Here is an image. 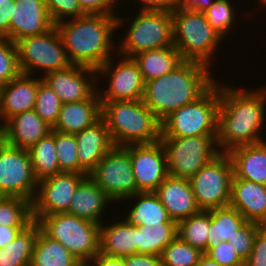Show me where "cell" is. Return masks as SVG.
Returning a JSON list of instances; mask_svg holds the SVG:
<instances>
[{
    "label": "cell",
    "instance_id": "1",
    "mask_svg": "<svg viewBox=\"0 0 266 266\" xmlns=\"http://www.w3.org/2000/svg\"><path fill=\"white\" fill-rule=\"evenodd\" d=\"M245 89L220 83L216 135L220 153L266 141L260 136L266 122V88Z\"/></svg>",
    "mask_w": 266,
    "mask_h": 266
},
{
    "label": "cell",
    "instance_id": "2",
    "mask_svg": "<svg viewBox=\"0 0 266 266\" xmlns=\"http://www.w3.org/2000/svg\"><path fill=\"white\" fill-rule=\"evenodd\" d=\"M128 21L132 19L128 20L118 14L84 15L62 21L55 27L71 65L98 70L112 54L117 53L115 45L118 43L113 41V33L122 29L119 27L127 25Z\"/></svg>",
    "mask_w": 266,
    "mask_h": 266
},
{
    "label": "cell",
    "instance_id": "3",
    "mask_svg": "<svg viewBox=\"0 0 266 266\" xmlns=\"http://www.w3.org/2000/svg\"><path fill=\"white\" fill-rule=\"evenodd\" d=\"M211 70L204 63L183 60L171 72L145 82L142 101L162 121L199 99L216 82Z\"/></svg>",
    "mask_w": 266,
    "mask_h": 266
},
{
    "label": "cell",
    "instance_id": "4",
    "mask_svg": "<svg viewBox=\"0 0 266 266\" xmlns=\"http://www.w3.org/2000/svg\"><path fill=\"white\" fill-rule=\"evenodd\" d=\"M101 118L114 146L160 141L161 121L142 100L101 101Z\"/></svg>",
    "mask_w": 266,
    "mask_h": 266
},
{
    "label": "cell",
    "instance_id": "5",
    "mask_svg": "<svg viewBox=\"0 0 266 266\" xmlns=\"http://www.w3.org/2000/svg\"><path fill=\"white\" fill-rule=\"evenodd\" d=\"M173 41L183 60L204 63L211 67L212 58L224 38L207 22L202 12L173 9ZM223 39V40H222Z\"/></svg>",
    "mask_w": 266,
    "mask_h": 266
},
{
    "label": "cell",
    "instance_id": "6",
    "mask_svg": "<svg viewBox=\"0 0 266 266\" xmlns=\"http://www.w3.org/2000/svg\"><path fill=\"white\" fill-rule=\"evenodd\" d=\"M199 99L170 113L161 121V137L217 135L220 82Z\"/></svg>",
    "mask_w": 266,
    "mask_h": 266
},
{
    "label": "cell",
    "instance_id": "7",
    "mask_svg": "<svg viewBox=\"0 0 266 266\" xmlns=\"http://www.w3.org/2000/svg\"><path fill=\"white\" fill-rule=\"evenodd\" d=\"M36 222L51 239L59 241L78 261L99 253L100 225L68 213L40 216Z\"/></svg>",
    "mask_w": 266,
    "mask_h": 266
},
{
    "label": "cell",
    "instance_id": "8",
    "mask_svg": "<svg viewBox=\"0 0 266 266\" xmlns=\"http://www.w3.org/2000/svg\"><path fill=\"white\" fill-rule=\"evenodd\" d=\"M135 16L117 42L118 55L133 58L144 51L174 46L171 11L138 10Z\"/></svg>",
    "mask_w": 266,
    "mask_h": 266
},
{
    "label": "cell",
    "instance_id": "9",
    "mask_svg": "<svg viewBox=\"0 0 266 266\" xmlns=\"http://www.w3.org/2000/svg\"><path fill=\"white\" fill-rule=\"evenodd\" d=\"M166 153L168 174L191 179L220 152L216 135L161 137Z\"/></svg>",
    "mask_w": 266,
    "mask_h": 266
},
{
    "label": "cell",
    "instance_id": "10",
    "mask_svg": "<svg viewBox=\"0 0 266 266\" xmlns=\"http://www.w3.org/2000/svg\"><path fill=\"white\" fill-rule=\"evenodd\" d=\"M15 44L19 69L23 74L35 76L34 72L42 70L45 75L71 65L55 26L42 34L22 38Z\"/></svg>",
    "mask_w": 266,
    "mask_h": 266
},
{
    "label": "cell",
    "instance_id": "11",
    "mask_svg": "<svg viewBox=\"0 0 266 266\" xmlns=\"http://www.w3.org/2000/svg\"><path fill=\"white\" fill-rule=\"evenodd\" d=\"M233 176L229 155L219 153L189 179L199 209L229 206Z\"/></svg>",
    "mask_w": 266,
    "mask_h": 266
},
{
    "label": "cell",
    "instance_id": "12",
    "mask_svg": "<svg viewBox=\"0 0 266 266\" xmlns=\"http://www.w3.org/2000/svg\"><path fill=\"white\" fill-rule=\"evenodd\" d=\"M89 177L117 204L139 192L133 175L129 145L113 146Z\"/></svg>",
    "mask_w": 266,
    "mask_h": 266
},
{
    "label": "cell",
    "instance_id": "13",
    "mask_svg": "<svg viewBox=\"0 0 266 266\" xmlns=\"http://www.w3.org/2000/svg\"><path fill=\"white\" fill-rule=\"evenodd\" d=\"M37 184L28 151L1 141L0 196L21 197L32 203Z\"/></svg>",
    "mask_w": 266,
    "mask_h": 266
},
{
    "label": "cell",
    "instance_id": "14",
    "mask_svg": "<svg viewBox=\"0 0 266 266\" xmlns=\"http://www.w3.org/2000/svg\"><path fill=\"white\" fill-rule=\"evenodd\" d=\"M115 55L120 58L116 64L111 57L97 70V81L109 78L108 85L104 87L106 90L97 89L100 101L142 100L145 81L137 62L130 57Z\"/></svg>",
    "mask_w": 266,
    "mask_h": 266
},
{
    "label": "cell",
    "instance_id": "15",
    "mask_svg": "<svg viewBox=\"0 0 266 266\" xmlns=\"http://www.w3.org/2000/svg\"><path fill=\"white\" fill-rule=\"evenodd\" d=\"M85 177V174L60 172L38 181L37 191L31 203L33 221L40 216L67 213L71 198Z\"/></svg>",
    "mask_w": 266,
    "mask_h": 266
},
{
    "label": "cell",
    "instance_id": "16",
    "mask_svg": "<svg viewBox=\"0 0 266 266\" xmlns=\"http://www.w3.org/2000/svg\"><path fill=\"white\" fill-rule=\"evenodd\" d=\"M129 154L137 190L155 192L169 175L161 142L129 145Z\"/></svg>",
    "mask_w": 266,
    "mask_h": 266
},
{
    "label": "cell",
    "instance_id": "17",
    "mask_svg": "<svg viewBox=\"0 0 266 266\" xmlns=\"http://www.w3.org/2000/svg\"><path fill=\"white\" fill-rule=\"evenodd\" d=\"M41 78L55 91L62 104L89 99L97 91V85H100L96 81L97 70L79 65L49 72Z\"/></svg>",
    "mask_w": 266,
    "mask_h": 266
},
{
    "label": "cell",
    "instance_id": "18",
    "mask_svg": "<svg viewBox=\"0 0 266 266\" xmlns=\"http://www.w3.org/2000/svg\"><path fill=\"white\" fill-rule=\"evenodd\" d=\"M45 0H15L9 23V39L18 40L42 34L54 27Z\"/></svg>",
    "mask_w": 266,
    "mask_h": 266
},
{
    "label": "cell",
    "instance_id": "19",
    "mask_svg": "<svg viewBox=\"0 0 266 266\" xmlns=\"http://www.w3.org/2000/svg\"><path fill=\"white\" fill-rule=\"evenodd\" d=\"M20 73L0 87V116L5 123L9 118L33 110L41 76Z\"/></svg>",
    "mask_w": 266,
    "mask_h": 266
},
{
    "label": "cell",
    "instance_id": "20",
    "mask_svg": "<svg viewBox=\"0 0 266 266\" xmlns=\"http://www.w3.org/2000/svg\"><path fill=\"white\" fill-rule=\"evenodd\" d=\"M171 220L176 223L197 214V206L189 179L168 175L155 191Z\"/></svg>",
    "mask_w": 266,
    "mask_h": 266
},
{
    "label": "cell",
    "instance_id": "21",
    "mask_svg": "<svg viewBox=\"0 0 266 266\" xmlns=\"http://www.w3.org/2000/svg\"><path fill=\"white\" fill-rule=\"evenodd\" d=\"M78 147L79 173L89 176L98 162L114 146L105 121L100 118L92 126L75 134Z\"/></svg>",
    "mask_w": 266,
    "mask_h": 266
},
{
    "label": "cell",
    "instance_id": "22",
    "mask_svg": "<svg viewBox=\"0 0 266 266\" xmlns=\"http://www.w3.org/2000/svg\"><path fill=\"white\" fill-rule=\"evenodd\" d=\"M229 206L248 222L266 226V185L233 178Z\"/></svg>",
    "mask_w": 266,
    "mask_h": 266
},
{
    "label": "cell",
    "instance_id": "23",
    "mask_svg": "<svg viewBox=\"0 0 266 266\" xmlns=\"http://www.w3.org/2000/svg\"><path fill=\"white\" fill-rule=\"evenodd\" d=\"M111 202L113 200L86 176L77 186L67 213L101 225L104 210Z\"/></svg>",
    "mask_w": 266,
    "mask_h": 266
},
{
    "label": "cell",
    "instance_id": "24",
    "mask_svg": "<svg viewBox=\"0 0 266 266\" xmlns=\"http://www.w3.org/2000/svg\"><path fill=\"white\" fill-rule=\"evenodd\" d=\"M101 118V101L96 91L89 99L64 103L52 130L76 134L92 126Z\"/></svg>",
    "mask_w": 266,
    "mask_h": 266
},
{
    "label": "cell",
    "instance_id": "25",
    "mask_svg": "<svg viewBox=\"0 0 266 266\" xmlns=\"http://www.w3.org/2000/svg\"><path fill=\"white\" fill-rule=\"evenodd\" d=\"M51 129L33 109L17 114L4 123L3 141L28 150L51 132Z\"/></svg>",
    "mask_w": 266,
    "mask_h": 266
},
{
    "label": "cell",
    "instance_id": "26",
    "mask_svg": "<svg viewBox=\"0 0 266 266\" xmlns=\"http://www.w3.org/2000/svg\"><path fill=\"white\" fill-rule=\"evenodd\" d=\"M233 166V178L266 185V141L236 147L227 153Z\"/></svg>",
    "mask_w": 266,
    "mask_h": 266
},
{
    "label": "cell",
    "instance_id": "27",
    "mask_svg": "<svg viewBox=\"0 0 266 266\" xmlns=\"http://www.w3.org/2000/svg\"><path fill=\"white\" fill-rule=\"evenodd\" d=\"M100 225L99 253L110 257H125L137 253V226L126 219ZM116 222V223H115Z\"/></svg>",
    "mask_w": 266,
    "mask_h": 266
},
{
    "label": "cell",
    "instance_id": "28",
    "mask_svg": "<svg viewBox=\"0 0 266 266\" xmlns=\"http://www.w3.org/2000/svg\"><path fill=\"white\" fill-rule=\"evenodd\" d=\"M124 200V202L134 200L136 203L131 205L132 208L124 217L132 225L156 226L159 223H176L170 219L167 210L155 192H138Z\"/></svg>",
    "mask_w": 266,
    "mask_h": 266
},
{
    "label": "cell",
    "instance_id": "29",
    "mask_svg": "<svg viewBox=\"0 0 266 266\" xmlns=\"http://www.w3.org/2000/svg\"><path fill=\"white\" fill-rule=\"evenodd\" d=\"M145 82L171 72L183 59L174 46L141 52L133 57Z\"/></svg>",
    "mask_w": 266,
    "mask_h": 266
},
{
    "label": "cell",
    "instance_id": "30",
    "mask_svg": "<svg viewBox=\"0 0 266 266\" xmlns=\"http://www.w3.org/2000/svg\"><path fill=\"white\" fill-rule=\"evenodd\" d=\"M210 213V227L207 247H216L221 241H228L247 222L231 206L207 210Z\"/></svg>",
    "mask_w": 266,
    "mask_h": 266
},
{
    "label": "cell",
    "instance_id": "31",
    "mask_svg": "<svg viewBox=\"0 0 266 266\" xmlns=\"http://www.w3.org/2000/svg\"><path fill=\"white\" fill-rule=\"evenodd\" d=\"M77 261L59 241L48 237L39 226L30 266H73Z\"/></svg>",
    "mask_w": 266,
    "mask_h": 266
},
{
    "label": "cell",
    "instance_id": "32",
    "mask_svg": "<svg viewBox=\"0 0 266 266\" xmlns=\"http://www.w3.org/2000/svg\"><path fill=\"white\" fill-rule=\"evenodd\" d=\"M55 150V130L52 129L51 132L27 150L32 171L37 181L61 172Z\"/></svg>",
    "mask_w": 266,
    "mask_h": 266
},
{
    "label": "cell",
    "instance_id": "33",
    "mask_svg": "<svg viewBox=\"0 0 266 266\" xmlns=\"http://www.w3.org/2000/svg\"><path fill=\"white\" fill-rule=\"evenodd\" d=\"M39 224L33 221L5 248L0 249V266H30Z\"/></svg>",
    "mask_w": 266,
    "mask_h": 266
},
{
    "label": "cell",
    "instance_id": "34",
    "mask_svg": "<svg viewBox=\"0 0 266 266\" xmlns=\"http://www.w3.org/2000/svg\"><path fill=\"white\" fill-rule=\"evenodd\" d=\"M177 237V223L137 226V253L160 256L163 249Z\"/></svg>",
    "mask_w": 266,
    "mask_h": 266
},
{
    "label": "cell",
    "instance_id": "35",
    "mask_svg": "<svg viewBox=\"0 0 266 266\" xmlns=\"http://www.w3.org/2000/svg\"><path fill=\"white\" fill-rule=\"evenodd\" d=\"M209 227L210 213L201 210L197 214L177 223V236L182 241L205 253L207 249Z\"/></svg>",
    "mask_w": 266,
    "mask_h": 266
},
{
    "label": "cell",
    "instance_id": "36",
    "mask_svg": "<svg viewBox=\"0 0 266 266\" xmlns=\"http://www.w3.org/2000/svg\"><path fill=\"white\" fill-rule=\"evenodd\" d=\"M32 222V206L29 200L0 196V226L27 227Z\"/></svg>",
    "mask_w": 266,
    "mask_h": 266
},
{
    "label": "cell",
    "instance_id": "37",
    "mask_svg": "<svg viewBox=\"0 0 266 266\" xmlns=\"http://www.w3.org/2000/svg\"><path fill=\"white\" fill-rule=\"evenodd\" d=\"M203 254L177 236L163 249L160 258L163 266H196Z\"/></svg>",
    "mask_w": 266,
    "mask_h": 266
},
{
    "label": "cell",
    "instance_id": "38",
    "mask_svg": "<svg viewBox=\"0 0 266 266\" xmlns=\"http://www.w3.org/2000/svg\"><path fill=\"white\" fill-rule=\"evenodd\" d=\"M233 4V5H232ZM236 5L231 0H215L211 7L204 12L208 24L225 40L233 31L236 24ZM231 31V32H230ZM230 33V34H229Z\"/></svg>",
    "mask_w": 266,
    "mask_h": 266
},
{
    "label": "cell",
    "instance_id": "39",
    "mask_svg": "<svg viewBox=\"0 0 266 266\" xmlns=\"http://www.w3.org/2000/svg\"><path fill=\"white\" fill-rule=\"evenodd\" d=\"M61 106L62 102L55 91L41 81L38 84L34 111L48 126L53 128L58 120Z\"/></svg>",
    "mask_w": 266,
    "mask_h": 266
},
{
    "label": "cell",
    "instance_id": "40",
    "mask_svg": "<svg viewBox=\"0 0 266 266\" xmlns=\"http://www.w3.org/2000/svg\"><path fill=\"white\" fill-rule=\"evenodd\" d=\"M55 149L61 172L79 173L78 147L75 134L55 131Z\"/></svg>",
    "mask_w": 266,
    "mask_h": 266
},
{
    "label": "cell",
    "instance_id": "41",
    "mask_svg": "<svg viewBox=\"0 0 266 266\" xmlns=\"http://www.w3.org/2000/svg\"><path fill=\"white\" fill-rule=\"evenodd\" d=\"M16 44L0 37V87L20 74Z\"/></svg>",
    "mask_w": 266,
    "mask_h": 266
},
{
    "label": "cell",
    "instance_id": "42",
    "mask_svg": "<svg viewBox=\"0 0 266 266\" xmlns=\"http://www.w3.org/2000/svg\"><path fill=\"white\" fill-rule=\"evenodd\" d=\"M262 225L253 222H246L237 233L228 241L234 248V252L245 261L252 252L253 242L257 232L262 228Z\"/></svg>",
    "mask_w": 266,
    "mask_h": 266
},
{
    "label": "cell",
    "instance_id": "43",
    "mask_svg": "<svg viewBox=\"0 0 266 266\" xmlns=\"http://www.w3.org/2000/svg\"><path fill=\"white\" fill-rule=\"evenodd\" d=\"M48 14L54 25L69 19L82 17L77 0H45Z\"/></svg>",
    "mask_w": 266,
    "mask_h": 266
},
{
    "label": "cell",
    "instance_id": "44",
    "mask_svg": "<svg viewBox=\"0 0 266 266\" xmlns=\"http://www.w3.org/2000/svg\"><path fill=\"white\" fill-rule=\"evenodd\" d=\"M205 254L221 266H244V261L234 252L229 241H221L216 247H207Z\"/></svg>",
    "mask_w": 266,
    "mask_h": 266
},
{
    "label": "cell",
    "instance_id": "45",
    "mask_svg": "<svg viewBox=\"0 0 266 266\" xmlns=\"http://www.w3.org/2000/svg\"><path fill=\"white\" fill-rule=\"evenodd\" d=\"M84 15H110L116 13L118 0H77ZM115 8V9H114Z\"/></svg>",
    "mask_w": 266,
    "mask_h": 266
},
{
    "label": "cell",
    "instance_id": "46",
    "mask_svg": "<svg viewBox=\"0 0 266 266\" xmlns=\"http://www.w3.org/2000/svg\"><path fill=\"white\" fill-rule=\"evenodd\" d=\"M244 266H266V226L257 232L252 252L244 261Z\"/></svg>",
    "mask_w": 266,
    "mask_h": 266
},
{
    "label": "cell",
    "instance_id": "47",
    "mask_svg": "<svg viewBox=\"0 0 266 266\" xmlns=\"http://www.w3.org/2000/svg\"><path fill=\"white\" fill-rule=\"evenodd\" d=\"M125 266H163L160 256L136 253L124 257Z\"/></svg>",
    "mask_w": 266,
    "mask_h": 266
},
{
    "label": "cell",
    "instance_id": "48",
    "mask_svg": "<svg viewBox=\"0 0 266 266\" xmlns=\"http://www.w3.org/2000/svg\"><path fill=\"white\" fill-rule=\"evenodd\" d=\"M215 0H176L174 9H188L204 13Z\"/></svg>",
    "mask_w": 266,
    "mask_h": 266
},
{
    "label": "cell",
    "instance_id": "49",
    "mask_svg": "<svg viewBox=\"0 0 266 266\" xmlns=\"http://www.w3.org/2000/svg\"><path fill=\"white\" fill-rule=\"evenodd\" d=\"M121 1V0H120ZM139 10L172 11L176 0H138Z\"/></svg>",
    "mask_w": 266,
    "mask_h": 266
},
{
    "label": "cell",
    "instance_id": "50",
    "mask_svg": "<svg viewBox=\"0 0 266 266\" xmlns=\"http://www.w3.org/2000/svg\"><path fill=\"white\" fill-rule=\"evenodd\" d=\"M25 228L0 226V249L8 246Z\"/></svg>",
    "mask_w": 266,
    "mask_h": 266
},
{
    "label": "cell",
    "instance_id": "51",
    "mask_svg": "<svg viewBox=\"0 0 266 266\" xmlns=\"http://www.w3.org/2000/svg\"><path fill=\"white\" fill-rule=\"evenodd\" d=\"M90 261L92 266H125L124 257H110L101 253L96 254Z\"/></svg>",
    "mask_w": 266,
    "mask_h": 266
},
{
    "label": "cell",
    "instance_id": "52",
    "mask_svg": "<svg viewBox=\"0 0 266 266\" xmlns=\"http://www.w3.org/2000/svg\"><path fill=\"white\" fill-rule=\"evenodd\" d=\"M12 15V3L0 6V37L9 39V23Z\"/></svg>",
    "mask_w": 266,
    "mask_h": 266
},
{
    "label": "cell",
    "instance_id": "53",
    "mask_svg": "<svg viewBox=\"0 0 266 266\" xmlns=\"http://www.w3.org/2000/svg\"><path fill=\"white\" fill-rule=\"evenodd\" d=\"M196 266H221V265L217 263L215 260H212L204 253L200 258L199 263Z\"/></svg>",
    "mask_w": 266,
    "mask_h": 266
},
{
    "label": "cell",
    "instance_id": "54",
    "mask_svg": "<svg viewBox=\"0 0 266 266\" xmlns=\"http://www.w3.org/2000/svg\"><path fill=\"white\" fill-rule=\"evenodd\" d=\"M73 266H92L90 260H79Z\"/></svg>",
    "mask_w": 266,
    "mask_h": 266
},
{
    "label": "cell",
    "instance_id": "55",
    "mask_svg": "<svg viewBox=\"0 0 266 266\" xmlns=\"http://www.w3.org/2000/svg\"><path fill=\"white\" fill-rule=\"evenodd\" d=\"M1 120L2 119L0 116V142L4 139V122H2Z\"/></svg>",
    "mask_w": 266,
    "mask_h": 266
},
{
    "label": "cell",
    "instance_id": "56",
    "mask_svg": "<svg viewBox=\"0 0 266 266\" xmlns=\"http://www.w3.org/2000/svg\"><path fill=\"white\" fill-rule=\"evenodd\" d=\"M15 0H0V6L2 5H10Z\"/></svg>",
    "mask_w": 266,
    "mask_h": 266
},
{
    "label": "cell",
    "instance_id": "57",
    "mask_svg": "<svg viewBox=\"0 0 266 266\" xmlns=\"http://www.w3.org/2000/svg\"><path fill=\"white\" fill-rule=\"evenodd\" d=\"M257 1H260L262 5L266 6V0H257Z\"/></svg>",
    "mask_w": 266,
    "mask_h": 266
}]
</instances>
